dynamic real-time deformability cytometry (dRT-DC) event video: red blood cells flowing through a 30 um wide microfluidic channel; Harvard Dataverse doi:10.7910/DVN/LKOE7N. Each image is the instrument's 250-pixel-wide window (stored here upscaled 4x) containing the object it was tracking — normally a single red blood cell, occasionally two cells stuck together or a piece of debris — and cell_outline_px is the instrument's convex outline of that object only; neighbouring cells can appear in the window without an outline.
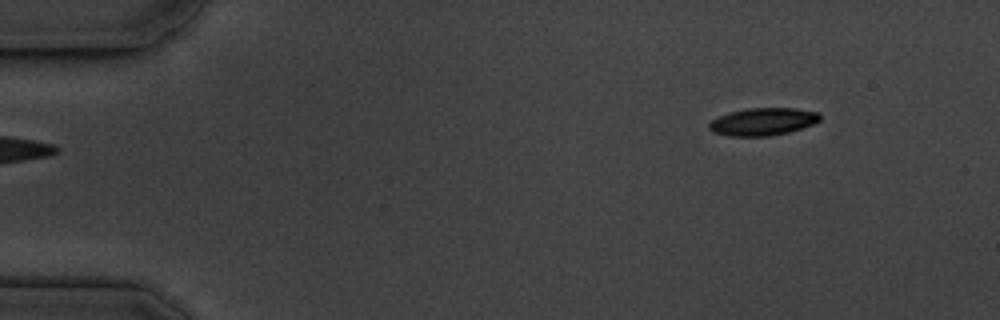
{"species": "common noctule bat (a hibernating species)", "species_latin": "Nyctalus noctula", "temperature_condition": "cold", "stored_images_in_passage": 50, "camera_frame_rate_fps": 3000, "um_per_image_px": 0.085, "animal": {"sex": "male", "body_mass_g": 19.5, "forearm_length_mm": 54.6}, "frame": {"image": 1, "passage_image": 1, "time_ms": 0.0, "image_size_px": [1000, 320], "cell_outline_px": [[820, 120], [812, 124], [788, 132], [768, 136], [728, 136], [712, 132], [708, 128], [708, 124], [712, 120], [720, 116], [732, 112], [748, 108], [796, 108], [820, 112]], "centroid_in_image_um": [64.84, 10.34], "position_along_channel_um": 20.2, "area_um2": 17.69}}
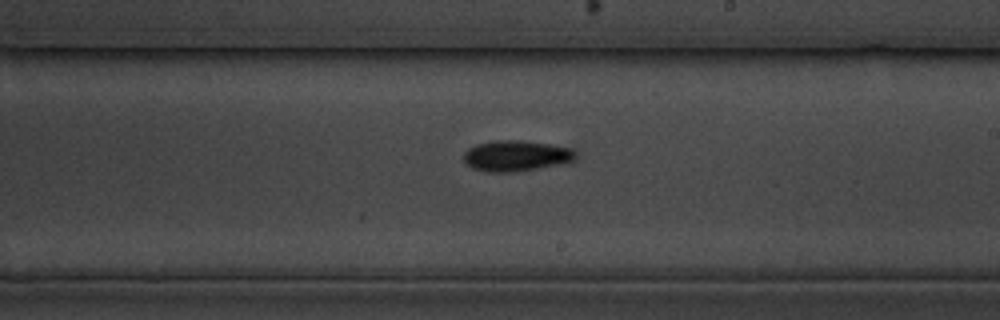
{"frame": {"image": 2, "passage_image": 27, "time_ms": 8.667, "image_size_px": [1000, 320], "cell_outline_px": [[576, 156], [568, 164], [512, 172], [488, 172], [472, 168], [464, 160], [464, 152], [468, 148], [476, 144], [496, 140], [520, 140], [552, 144], [572, 148], [576, 152]], "centroid_in_image_um": [43.91, 13.24], "position_along_channel_um": 245.1, "area_um2": 20.35}}
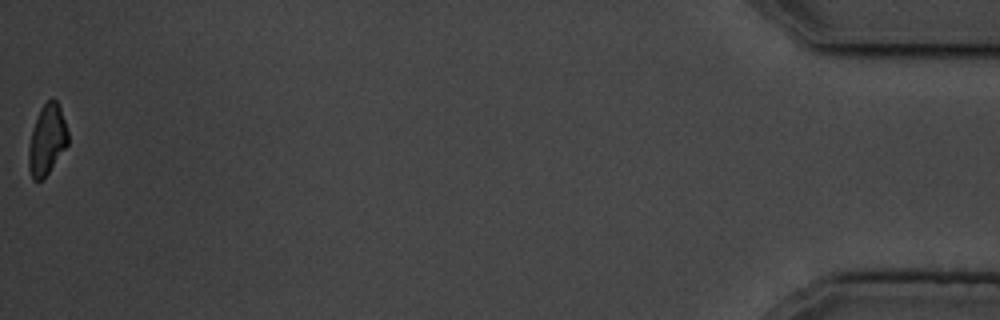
{"frame": {"image": 3, "passage_image": 50, "time_ms": 16.333, "image_size_px": [1000, 320], "cell_outline_px": [[68, 144], [48, 172], [40, 180], [32, 180], [28, 168], [28, 148], [32, 128], [40, 108], [52, 96], [56, 100], [60, 108], [68, 132]], "centroid_in_image_um": [3.97, 11.86], "position_along_channel_um": 431.2, "area_um2": 16.01}, "authors_computed_cell_mechanics": {"area_um2": 18.4382, "velocity_mm_per_s": 3.6397, "shape_relaxation_time_tau1_ms": 2.8757, "shape_relaxation_time_tau2_ms": null, "deformation_change_tau1": 0.1195, "deformation_change_tau2": null}}